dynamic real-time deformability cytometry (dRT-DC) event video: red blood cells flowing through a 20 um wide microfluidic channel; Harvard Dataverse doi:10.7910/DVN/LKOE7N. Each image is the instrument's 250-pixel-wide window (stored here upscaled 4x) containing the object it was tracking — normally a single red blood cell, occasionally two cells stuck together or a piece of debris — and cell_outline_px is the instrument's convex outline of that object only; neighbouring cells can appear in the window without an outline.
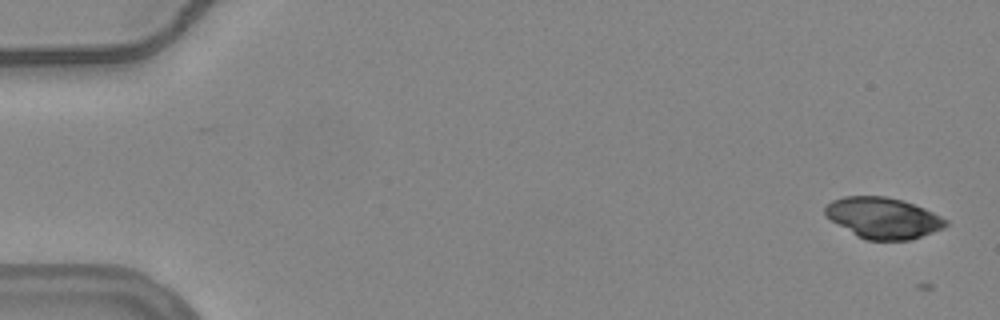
{"species": "common noctule bat (a hibernating species)", "species_latin": "Nyctalus noctula", "temperature_condition": "warm", "stored_images_in_passage": 4, "camera_frame_rate_fps": 3000, "um_per_image_px": 0.085, "animal": {"sex": "female", "body_mass_g": 24.6, "forearm_length_mm": 56.2}, "frame": {"image": 1, "passage_image": 2, "time_ms": 0.333, "image_size_px": [1000, 320], "cell_outline_px": [[948, 224], [944, 228], [912, 240], [864, 240], [856, 236], [832, 220], [824, 212], [824, 208], [832, 200], [844, 196], [884, 196], [900, 200], [924, 208], [948, 220]], "centroid_in_image_um": [75.08, 18.54], "position_along_channel_um": 9.9, "area_um2": 28.67}}